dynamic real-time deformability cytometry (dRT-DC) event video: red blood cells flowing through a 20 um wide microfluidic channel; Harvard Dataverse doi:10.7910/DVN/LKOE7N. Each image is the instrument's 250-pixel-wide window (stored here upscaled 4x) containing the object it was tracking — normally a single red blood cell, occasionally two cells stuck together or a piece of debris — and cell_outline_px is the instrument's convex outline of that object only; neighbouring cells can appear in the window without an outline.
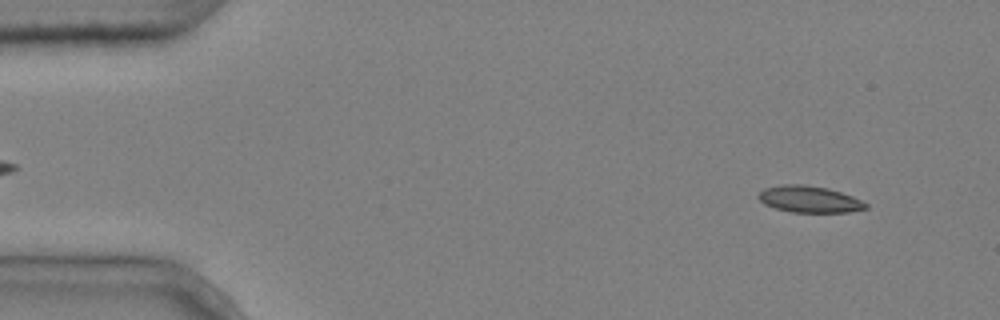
{"species": "common noctule bat (a hibernating species)", "species_latin": "Nyctalus noctula", "temperature_condition": "cold", "stored_images_in_passage": 4, "camera_frame_rate_fps": 3000, "um_per_image_px": 0.085, "animal": {"sex": "male", "body_mass_g": 20.4}, "frame": {"image": 1, "passage_image": 1, "time_ms": 0.0, "image_size_px": [1000, 320], "cell_outline_px": [[868, 208], [848, 212], [792, 212], [776, 208], [764, 204], [756, 196], [764, 188], [780, 184], [804, 184], [828, 188], [852, 196], [868, 204]], "centroid_in_image_um": [68.77, 16.92], "position_along_channel_um": 16.2, "area_um2": 16.65}}
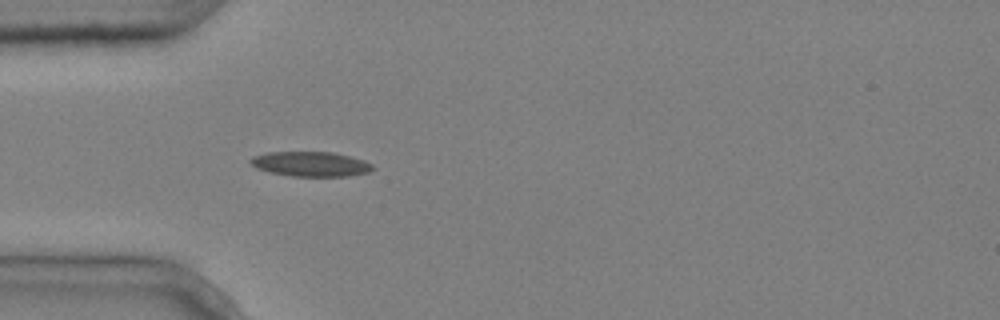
{"frame": {"image": 2, "passage_image": 4, "time_ms": 1.0, "image_size_px": [1000, 320], "cell_outline_px": [[376, 168], [368, 172], [348, 176], [292, 176], [272, 172], [256, 168], [248, 160], [252, 156], [268, 152], [332, 152], [364, 160], [372, 164]], "centroid_in_image_um": [26.41, 13.94], "position_along_channel_um": 58.6, "area_um2": 17.57}}